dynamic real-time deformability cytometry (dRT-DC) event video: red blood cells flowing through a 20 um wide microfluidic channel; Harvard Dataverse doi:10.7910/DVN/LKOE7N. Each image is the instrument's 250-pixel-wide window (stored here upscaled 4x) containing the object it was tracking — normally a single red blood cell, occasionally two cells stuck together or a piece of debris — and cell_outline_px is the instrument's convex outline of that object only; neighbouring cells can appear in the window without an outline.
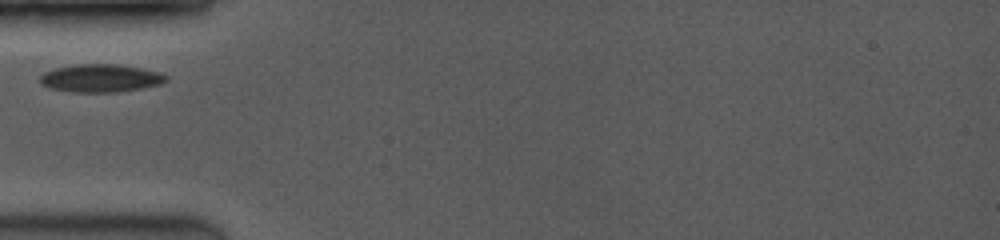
{"species": "common noctule bat (a hibernating species)", "species_latin": "Nyctalus noctula", "temperature_condition": "room temperature", "stored_images_in_passage": 2, "camera_frame_rate_fps": 3500, "um_per_image_px": 0.085, "animal": {"sex": "female", "body_mass_g": 19.0, "forearm_length_mm": 53.3}, "frame": {"image": 1, "passage_image": 1, "time_ms": 0.0, "image_size_px": [1000, 240], "cell_outline_px": [[168, 80], [160, 84], [140, 88], [116, 92], [72, 92], [52, 88], [40, 84], [40, 76], [44, 72], [56, 68], [76, 64], [116, 64], [140, 68], [160, 72], [168, 76]], "centroid_in_image_um": [8.55, 6.64], "position_along_channel_um": 76.4, "area_um2": 20.4}}